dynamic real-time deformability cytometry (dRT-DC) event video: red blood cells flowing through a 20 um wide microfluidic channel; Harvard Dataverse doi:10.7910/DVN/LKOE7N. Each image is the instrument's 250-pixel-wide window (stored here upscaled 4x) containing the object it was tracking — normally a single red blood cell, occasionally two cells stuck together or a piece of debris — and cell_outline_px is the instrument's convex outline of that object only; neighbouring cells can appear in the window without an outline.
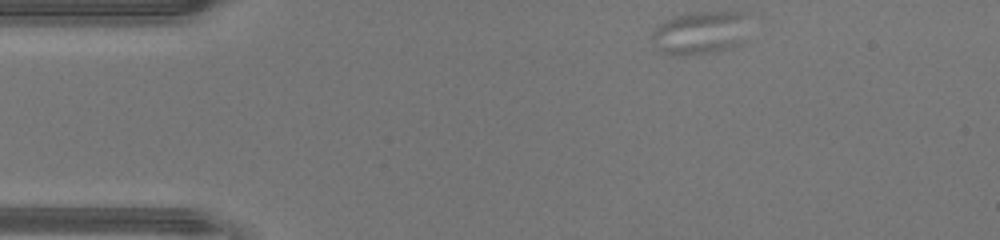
{"species": "human", "species_latin": "Homo sapiens", "temperature_condition": "warm", "stored_images_in_passage": 40, "camera_frame_rate_fps": 3000, "um_per_image_px": 0.085, "donor": {"sex": "male"}, "frame": {"image": 1, "passage_image": 1, "time_ms": 0.0, "image_size_px": [1000, 240], "cell_outline_px": [[748, 12], [740, 44], [728, 48], [704, 52], [672, 56], [660, 52], [652, 36], [652, 32], [664, 20], [672, 16], [684, 12]], "centroid_in_image_um": [59.46, 2.75], "position_along_channel_um": 25.5, "area_um2": 23.93}}
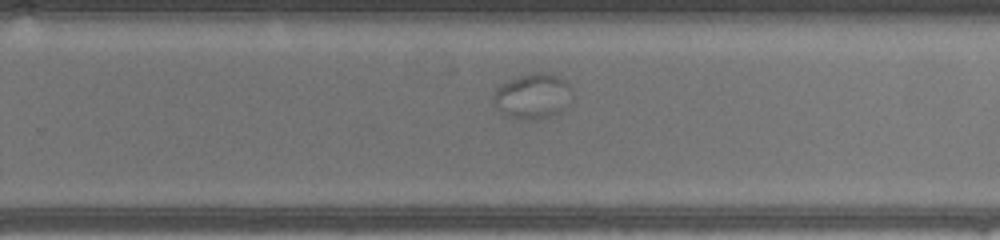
{"frame": {"image": 2, "passage_image": 23, "time_ms": 7.333, "image_size_px": [1000, 240], "cell_outline_px": [[572, 100], [560, 112], [552, 116], [536, 120], [524, 120], [508, 116], [496, 104], [492, 96], [496, 88], [500, 84], [508, 80], [532, 72], [536, 72], [556, 76], [564, 80], [572, 88]], "centroid_in_image_um": [45.31, 8.18], "position_along_channel_um": 284.5, "area_um2": 20.69}}
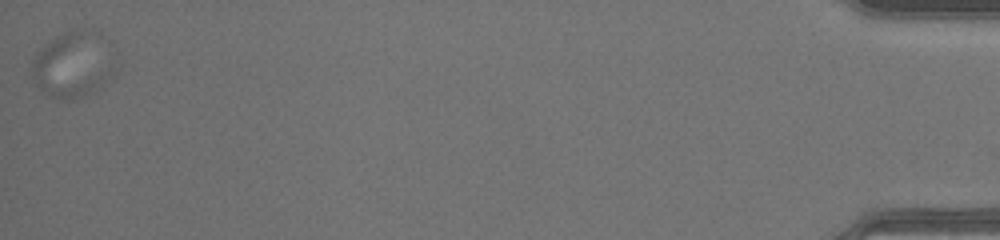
{"frame": {"image": 3, "passage_image": 40, "time_ms": 13.0, "image_size_px": [1000, 240], "cell_outline_px": [[112, 76], [96, 92], [72, 100], [48, 96], [36, 84], [32, 76], [32, 60], [36, 52], [44, 44], [76, 28], [92, 28], [108, 36], [112, 40]], "centroid_in_image_um": [6.27, 5.44], "position_along_channel_um": 428.9, "area_um2": 32.71}}